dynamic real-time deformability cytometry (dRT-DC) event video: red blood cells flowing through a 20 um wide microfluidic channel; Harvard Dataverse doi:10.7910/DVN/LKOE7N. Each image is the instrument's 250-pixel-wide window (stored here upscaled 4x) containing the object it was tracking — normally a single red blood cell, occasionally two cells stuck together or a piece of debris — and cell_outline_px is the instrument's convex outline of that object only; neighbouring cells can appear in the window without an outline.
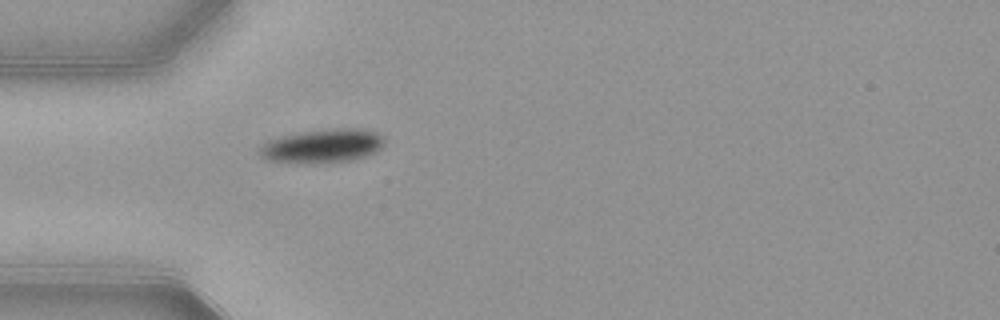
{"species": "common noctule bat (a hibernating species)", "species_latin": "Nyctalus noctula", "temperature_condition": "warm", "stored_images_in_passage": 38, "camera_frame_rate_fps": 3000, "um_per_image_px": 0.085, "animal": {"sex": "female", "body_mass_g": 21.9}, "frame": {"image": 1, "passage_image": 1, "time_ms": 0.0, "image_size_px": [1000, 320], "cell_outline_px": [[384, 140], [380, 148], [376, 152], [364, 156], [348, 160], [308, 164], [296, 164], [268, 160], [260, 156], [256, 152], [256, 148], [260, 144], [268, 140], [300, 132], [332, 128], [364, 128], [376, 132]], "centroid_in_image_um": [27.32, 12.41], "position_along_channel_um": 57.7, "area_um2": 24.85}}
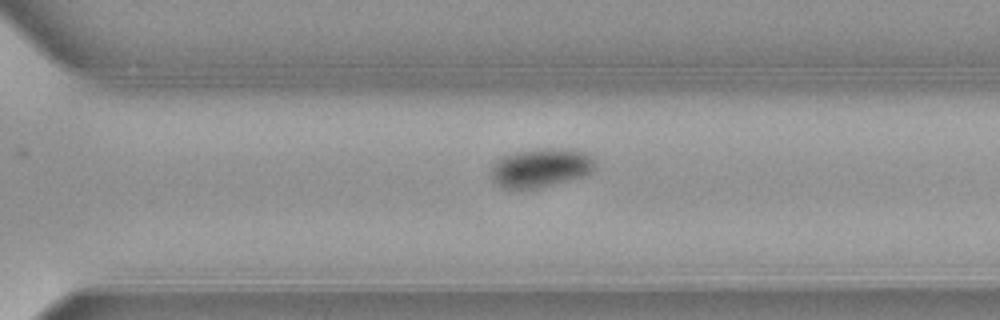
{"frame": {"image": 2, "passage_image": 22, "time_ms": 7.0, "image_size_px": [1000, 320], "cell_outline_px": [[596, 168], [592, 172], [584, 176], [540, 188], [500, 188], [492, 180], [492, 164], [500, 156], [512, 152], [540, 148], [572, 148], [588, 152], [596, 160]], "centroid_in_image_um": [46.0, 14.23], "position_along_channel_um": 324.6, "area_um2": 24.28}}
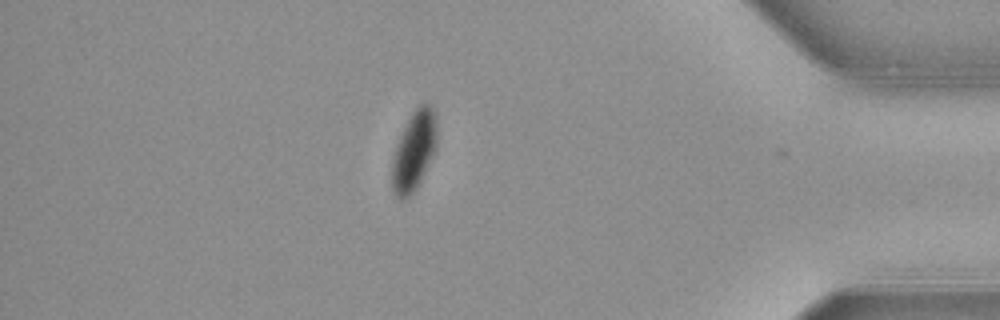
{"frame": {"image": 3, "passage_image": 31, "time_ms": 10.0, "image_size_px": [1000, 320], "cell_outline_px": [[436, 148], [416, 188], [404, 200], [400, 200], [396, 196], [392, 188], [392, 156], [396, 144], [412, 112], [420, 104], [428, 104], [436, 112]], "centroid_in_image_um": [35.17, 12.82], "position_along_channel_um": 400.0, "area_um2": 20.52}, "authors_computed_cell_mechanics": {"area_um2": 24.4494, "velocity_mm_per_s": 3.8671, "shape_relaxation_time_tau1_ms": 2.0629, "shape_relaxation_time_tau2_ms": null, "deformation_change_tau1": 0.1081, "deformation_change_tau2": null}}